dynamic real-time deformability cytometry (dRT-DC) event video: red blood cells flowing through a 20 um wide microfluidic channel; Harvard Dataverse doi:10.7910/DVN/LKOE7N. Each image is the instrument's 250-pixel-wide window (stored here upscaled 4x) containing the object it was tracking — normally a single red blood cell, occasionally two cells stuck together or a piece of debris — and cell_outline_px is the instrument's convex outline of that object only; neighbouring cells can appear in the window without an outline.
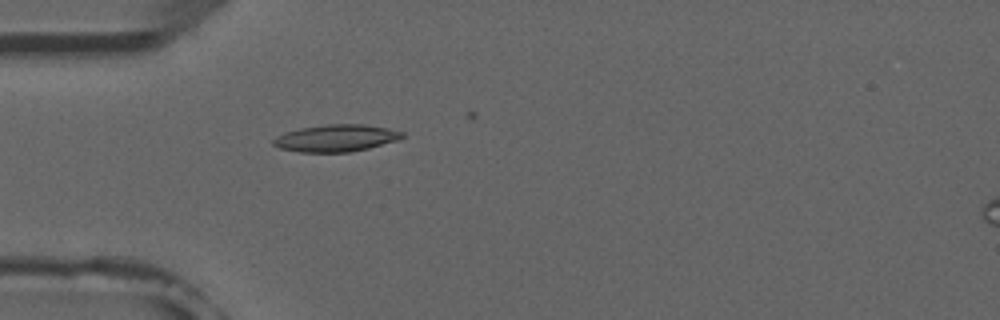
{"species": "common noctule bat (a hibernating species)", "species_latin": "Nyctalus noctula", "temperature_condition": "room temperature", "stored_images_in_passage": 3, "camera_frame_rate_fps": 3000, "um_per_image_px": 0.085, "animal": {"sex": "male", "forearm_length_mm": 52.5}, "frame": {"image": 1, "passage_image": 2, "time_ms": 1.0, "image_size_px": [1000, 320], "cell_outline_px": [[404, 136], [400, 140], [352, 152], [300, 152], [280, 148], [272, 144], [272, 140], [276, 136], [284, 132], [300, 128], [328, 124], [364, 124], [388, 128], [404, 132]], "centroid_in_image_um": [28.58, 11.74], "position_along_channel_um": 56.4, "area_um2": 20.46}}